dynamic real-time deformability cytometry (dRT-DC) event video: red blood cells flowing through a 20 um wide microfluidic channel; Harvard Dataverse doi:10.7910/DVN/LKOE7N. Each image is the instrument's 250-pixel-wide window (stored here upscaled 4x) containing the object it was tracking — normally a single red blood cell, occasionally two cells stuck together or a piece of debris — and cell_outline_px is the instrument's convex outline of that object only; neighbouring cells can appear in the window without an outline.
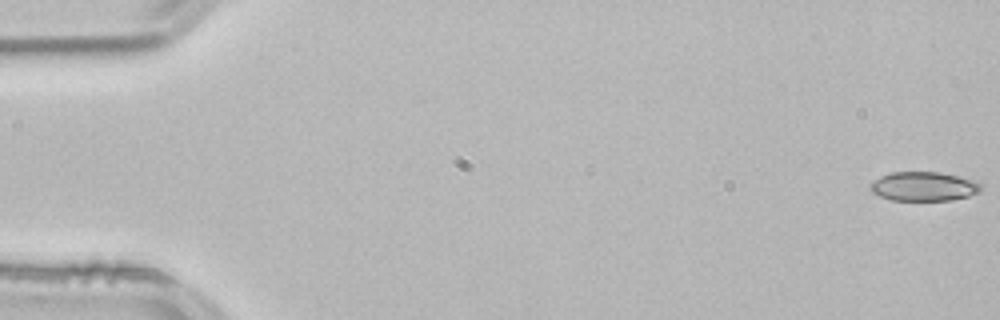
{"species": "common noctule bat (a hibernating species)", "species_latin": "Nyctalus noctula", "temperature_condition": "room temperature", "stored_images_in_passage": 31, "camera_frame_rate_fps": 3000, "um_per_image_px": 0.085, "animal": {"sex": "male", "body_mass_g": 21.5, "forearm_length_mm": 52.0}, "frame": {"image": 1, "passage_image": 1, "time_ms": 0.0, "image_size_px": [1000, 320], "cell_outline_px": [[984, 188], [980, 192], [968, 196], [952, 200], [892, 200], [880, 196], [872, 192], [868, 188], [868, 184], [872, 180], [880, 176], [892, 172], [940, 172], [972, 180], [980, 184]], "centroid_in_image_um": [78.47, 15.84], "position_along_channel_um": 6.5, "area_um2": 18.9}}